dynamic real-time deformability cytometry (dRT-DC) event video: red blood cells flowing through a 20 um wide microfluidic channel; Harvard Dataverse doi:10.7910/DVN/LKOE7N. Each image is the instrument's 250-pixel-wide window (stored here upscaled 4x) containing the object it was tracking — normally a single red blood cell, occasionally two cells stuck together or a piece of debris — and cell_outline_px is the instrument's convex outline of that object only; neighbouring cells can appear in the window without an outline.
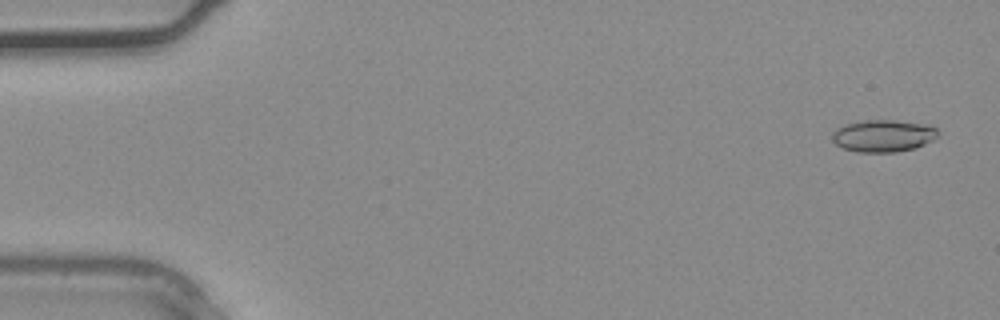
{"species": "common noctule bat (a hibernating species)", "species_latin": "Nyctalus noctula", "temperature_condition": "warm", "stored_images_in_passage": 36, "camera_frame_rate_fps": 3000, "um_per_image_px": 0.085, "animal": {"sex": "male", "body_mass_g": 20.4}, "frame": {"image": 1, "passage_image": 1, "time_ms": 0.0, "image_size_px": [1000, 320], "cell_outline_px": [[940, 132], [932, 140], [916, 148], [896, 152], [856, 152], [844, 148], [836, 144], [832, 140], [832, 132], [836, 128], [844, 124], [864, 120], [896, 120], [924, 124], [936, 128]], "centroid_in_image_um": [75.05, 11.54], "position_along_channel_um": 9.9, "area_um2": 19.88}}
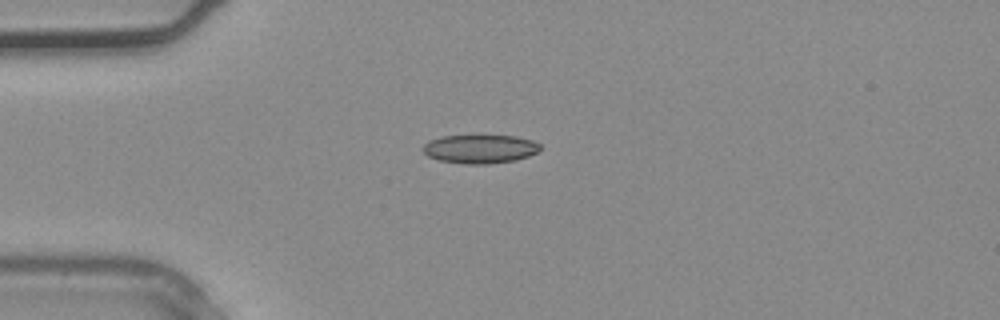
{"frame": {"image": 2, "passage_image": 9, "time_ms": 2.667, "image_size_px": [1000, 320], "cell_outline_px": [[540, 148], [536, 152], [528, 156], [516, 160], [488, 164], [464, 164], [440, 160], [428, 156], [420, 148], [428, 140], [440, 136], [476, 132], [516, 136], [532, 140], [540, 144]], "centroid_in_image_um": [40.76, 12.6], "position_along_channel_um": 44.2, "area_um2": 20.69}}
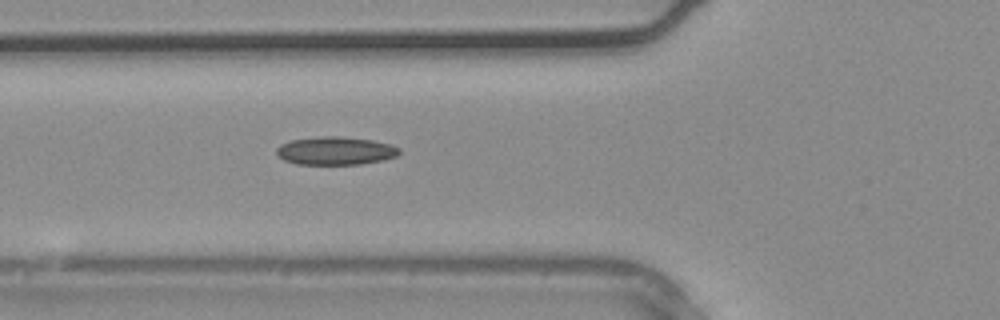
{"frame": {"image": 3, "passage_image": 13, "time_ms": 4.0, "image_size_px": [1000, 320], "cell_outline_px": [[400, 152], [396, 156], [384, 160], [360, 164], [296, 164], [284, 160], [276, 152], [276, 148], [280, 144], [292, 140], [324, 136], [336, 136], [372, 140], [388, 144], [400, 148]], "centroid_in_image_um": [28.51, 12.82], "position_along_channel_um": 97.3, "area_um2": 19.94}}